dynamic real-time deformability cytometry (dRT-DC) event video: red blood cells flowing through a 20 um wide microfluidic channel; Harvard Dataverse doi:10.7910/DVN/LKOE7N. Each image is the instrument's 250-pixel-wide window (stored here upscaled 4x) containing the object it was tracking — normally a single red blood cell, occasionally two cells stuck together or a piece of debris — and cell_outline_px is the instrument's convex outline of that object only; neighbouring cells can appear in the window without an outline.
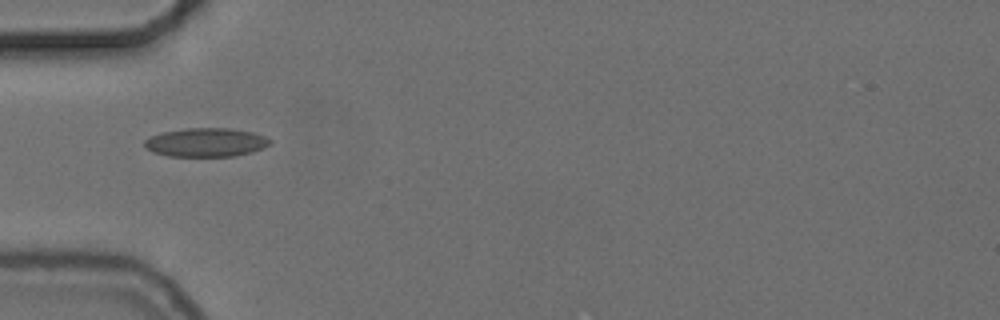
{"species": "common noctule bat (a hibernating species)", "species_latin": "Nyctalus noctula", "temperature_condition": "cold", "stored_images_in_passage": 7, "camera_frame_rate_fps": 3000, "um_per_image_px": 0.085, "animal": {"sex": "female", "body_mass_g": 24.6, "forearm_length_mm": 56.2}, "frame": {"image": 1, "passage_image": 5, "time_ms": 5.667, "image_size_px": [1000, 320], "cell_outline_px": [[272, 144], [264, 148], [252, 152], [236, 156], [168, 156], [152, 152], [144, 148], [144, 140], [152, 136], [164, 132], [184, 128], [228, 128], [252, 132], [264, 136], [272, 140]], "centroid_in_image_um": [17.52, 12.11], "position_along_channel_um": 67.5, "area_um2": 21.15}}